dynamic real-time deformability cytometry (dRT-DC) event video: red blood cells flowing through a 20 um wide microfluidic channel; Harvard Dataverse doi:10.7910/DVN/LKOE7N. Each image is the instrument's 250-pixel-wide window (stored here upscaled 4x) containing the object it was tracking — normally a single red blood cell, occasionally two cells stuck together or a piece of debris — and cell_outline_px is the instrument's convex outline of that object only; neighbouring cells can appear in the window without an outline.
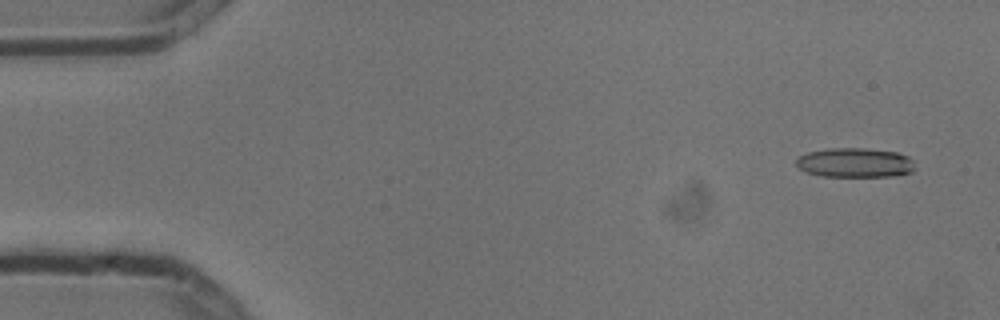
{"species": "common noctule bat (a hibernating species)", "species_latin": "Nyctalus noctula", "temperature_condition": "cold", "stored_images_in_passage": 4, "camera_frame_rate_fps": 3000, "um_per_image_px": 0.085, "animal": {"sex": "male", "body_mass_g": 13.3}, "frame": {"image": 1, "passage_image": 1, "time_ms": 0.0, "image_size_px": [1000, 320], "cell_outline_px": [[916, 168], [912, 172], [892, 176], [824, 176], [808, 172], [800, 168], [796, 164], [796, 160], [800, 156], [808, 152], [828, 148], [864, 148], [896, 152], [908, 156], [912, 160]], "centroid_in_image_um": [72.71, 13.82], "position_along_channel_um": 12.3, "area_um2": 20.29}}
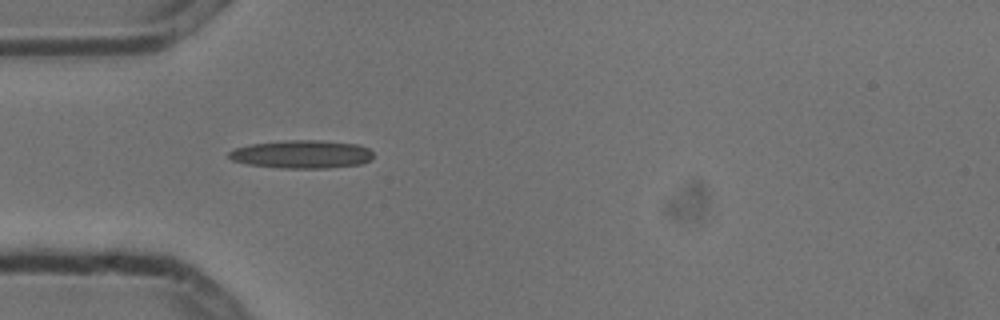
{"frame": {"image": 2, "passage_image": 4, "time_ms": 1.0, "image_size_px": [1000, 320], "cell_outline_px": [[372, 160], [360, 164], [328, 168], [280, 168], [248, 164], [232, 160], [228, 156], [228, 152], [236, 148], [252, 144], [284, 140], [320, 140], [356, 144], [368, 148], [372, 152]], "centroid_in_image_um": [25.66, 13.11], "position_along_channel_um": 59.3, "area_um2": 23.64}}